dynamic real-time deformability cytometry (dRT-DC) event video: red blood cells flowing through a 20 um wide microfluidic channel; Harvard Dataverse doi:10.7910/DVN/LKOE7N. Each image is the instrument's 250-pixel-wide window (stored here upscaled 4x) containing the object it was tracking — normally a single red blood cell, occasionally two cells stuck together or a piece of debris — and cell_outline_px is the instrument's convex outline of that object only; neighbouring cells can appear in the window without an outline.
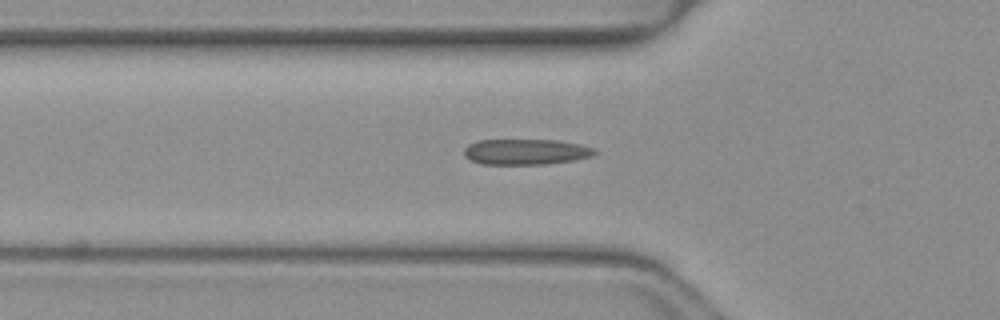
{"species": "common noctule bat (a hibernating species)", "species_latin": "Nyctalus noctula", "temperature_condition": "warm", "stored_images_in_passage": 37, "segment_of_instrument_passage": [1, 2], "camera_frame_rate_fps": 3000, "um_per_image_px": 0.085, "animal": {"sex": "female", "body_mass_g": 19.3, "forearm_length_mm": 54.1}, "frame": {"image": 1, "passage_image": 3, "time_ms": 0.667, "image_size_px": [1000, 320], "cell_outline_px": [[596, 152], [592, 156], [572, 160], [548, 164], [480, 164], [468, 160], [464, 156], [464, 148], [468, 144], [476, 140], [560, 140], [580, 144], [596, 148]], "centroid_in_image_um": [44.66, 12.9], "position_along_channel_um": 81.1, "area_um2": 19.77}}
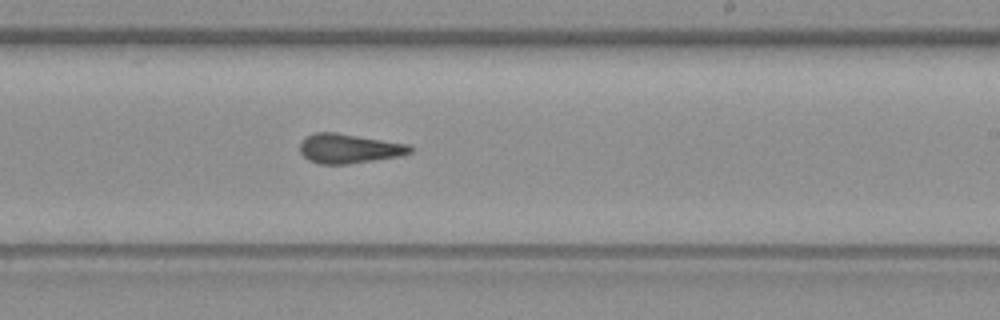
{"frame": {"image": 2, "passage_image": 16, "time_ms": 5.0, "image_size_px": [1000, 320], "cell_outline_px": [[416, 148], [412, 152], [400, 156], [348, 164], [320, 164], [308, 160], [300, 152], [300, 140], [316, 132], [336, 132], [408, 144]], "centroid_in_image_um": [29.67, 12.62], "position_along_channel_um": 259.3, "area_um2": 19.02}}
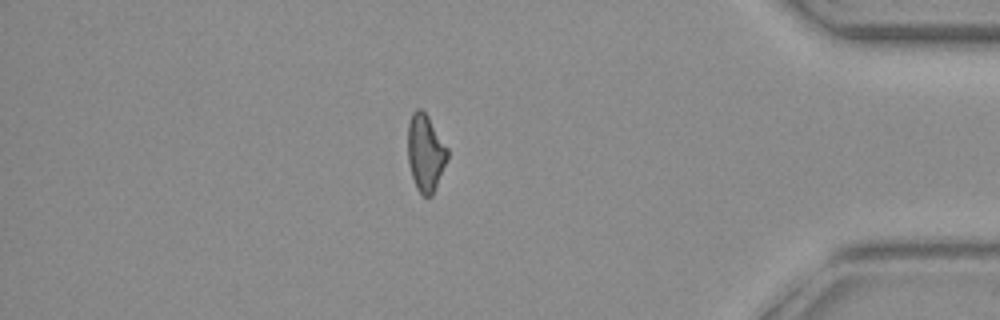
{"frame": {"image": 3, "passage_image": 29, "time_ms": 9.333, "image_size_px": [1000, 320], "cell_outline_px": [[448, 160], [432, 196], [424, 196], [416, 188], [408, 164], [408, 124], [412, 112], [416, 108], [420, 108], [428, 116], [448, 148]], "centroid_in_image_um": [36.17, 12.99], "position_along_channel_um": 399.0, "area_um2": 17.92}}